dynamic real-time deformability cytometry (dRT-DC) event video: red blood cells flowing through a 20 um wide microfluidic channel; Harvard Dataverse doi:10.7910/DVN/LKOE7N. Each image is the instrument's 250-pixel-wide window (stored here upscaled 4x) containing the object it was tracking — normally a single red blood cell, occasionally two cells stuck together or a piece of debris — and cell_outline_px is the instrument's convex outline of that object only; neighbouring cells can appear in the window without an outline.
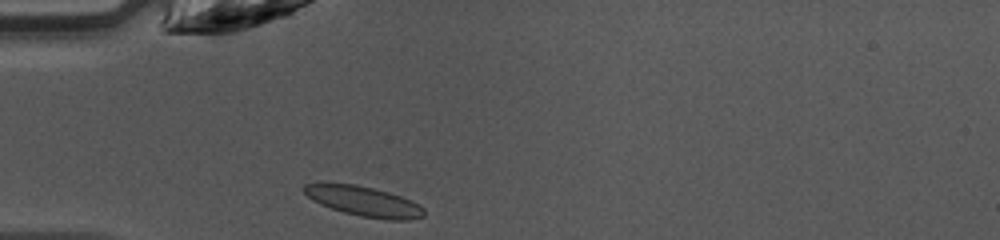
{"species": "common noctule bat (a hibernating species)", "species_latin": "Nyctalus noctula", "temperature_condition": "warm", "stored_images_in_passage": 34, "camera_frame_rate_fps": 3000, "um_per_image_px": 0.085, "animal": {"sex": "female", "body_mass_g": 10.0, "forearm_length_mm": 53.1}, "frame": {"image": 1, "passage_image": 1, "time_ms": 0.0, "image_size_px": [1000, 240], "cell_outline_px": [[424, 216], [412, 220], [388, 220], [360, 216], [344, 212], [320, 204], [312, 200], [304, 192], [304, 184], [356, 184], [388, 192], [412, 200], [420, 204], [424, 208]], "centroid_in_image_um": [30.99, 17.13], "position_along_channel_um": 54.0, "area_um2": 20.75}}
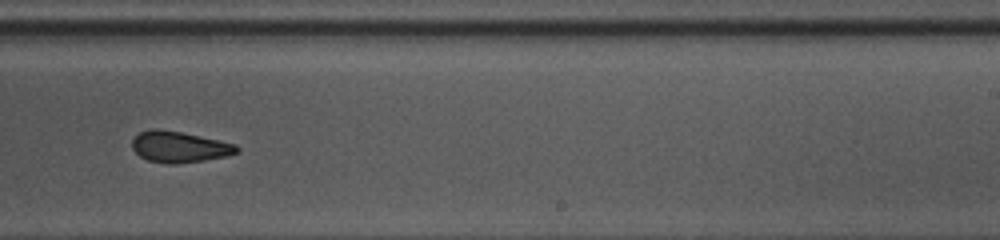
{"frame": {"image": 2, "passage_image": 17, "time_ms": 5.333, "image_size_px": [1000, 240], "cell_outline_px": [[240, 152], [228, 156], [180, 164], [168, 164], [148, 160], [140, 156], [132, 148], [132, 140], [140, 132], [152, 128], [156, 128], [180, 132], [236, 144], [240, 148]], "centroid_in_image_um": [15.26, 12.5], "position_along_channel_um": 273.7, "area_um2": 18.96}}
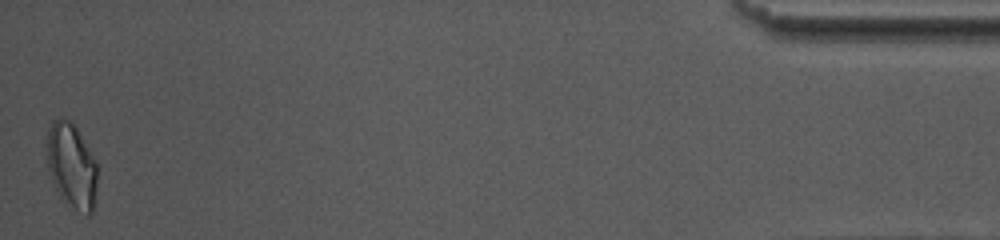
{"frame": {"image": 3, "passage_image": 34, "time_ms": 11.0, "image_size_px": [1000, 240], "cell_outline_px": [[96, 188], [92, 212], [88, 216], [76, 208], [60, 196], [48, 172], [44, 144], [48, 128], [52, 120], [68, 120], [76, 128], [96, 160]], "centroid_in_image_um": [6.04, 14.05], "position_along_channel_um": 429.2, "area_um2": 24.85}, "authors_computed_cell_mechanics": {"area_um2": 19.5075, "velocity_mm_per_s": 4.2525, "shape_relaxation_time_tau1_ms": null, "shape_relaxation_time_tau2_ms": 2.6303, "deformation_change_tau1": null, "deformation_change_tau2": 0.0719}}